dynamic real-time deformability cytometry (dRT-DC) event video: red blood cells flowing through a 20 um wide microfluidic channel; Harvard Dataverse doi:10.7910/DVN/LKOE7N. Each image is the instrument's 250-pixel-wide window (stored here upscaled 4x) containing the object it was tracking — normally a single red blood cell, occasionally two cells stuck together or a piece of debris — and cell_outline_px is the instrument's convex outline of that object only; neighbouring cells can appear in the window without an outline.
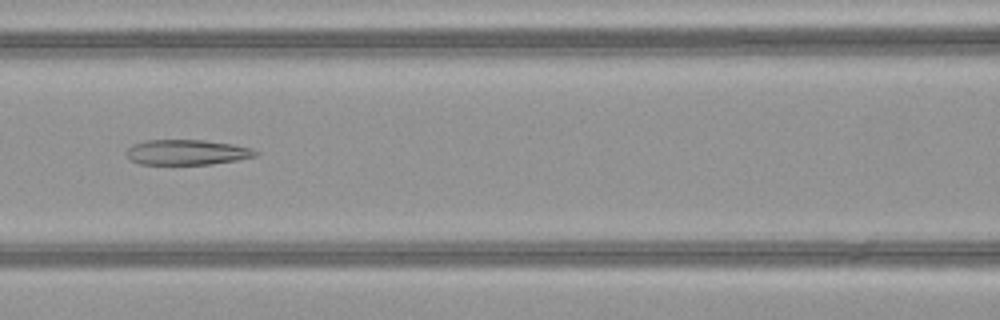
{"species": "common noctule bat (a hibernating species)", "species_latin": "Nyctalus noctula", "temperature_condition": "warm", "stored_images_in_passage": 48, "camera_frame_rate_fps": 3000, "um_per_image_px": 0.085, "animal": {"sex": "female", "body_mass_g": 21.9}, "frame": {"image": 1, "passage_image": 21, "time_ms": 6.667, "image_size_px": [1000, 320], "cell_outline_px": [[260, 152], [256, 156], [236, 160], [212, 164], [140, 164], [132, 160], [128, 156], [128, 148], [132, 144], [148, 140], [204, 140], [232, 144], [252, 148]], "centroid_in_image_um": [15.93, 12.94], "position_along_channel_um": 150.7, "area_um2": 18.84}}
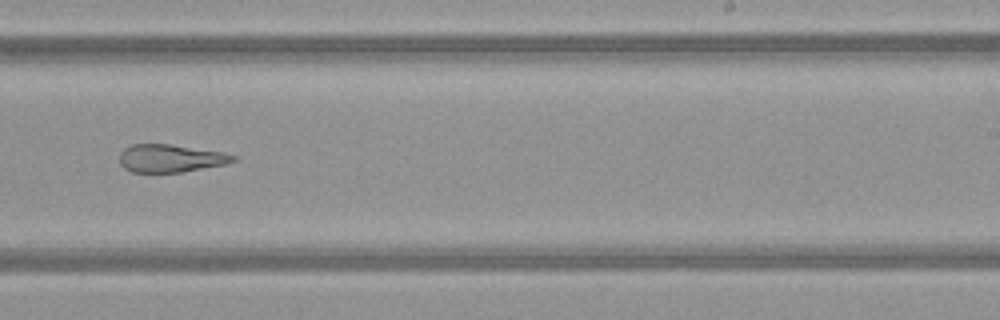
{"frame": {"image": 2, "passage_image": 30, "time_ms": 9.667, "image_size_px": [1000, 320], "cell_outline_px": [[240, 160], [224, 164], [180, 172], [132, 172], [124, 168], [120, 164], [120, 152], [124, 148], [132, 144], [172, 144], [224, 152], [240, 156]], "centroid_in_image_um": [14.54, 13.44], "position_along_channel_um": 274.5, "area_um2": 18.61}}
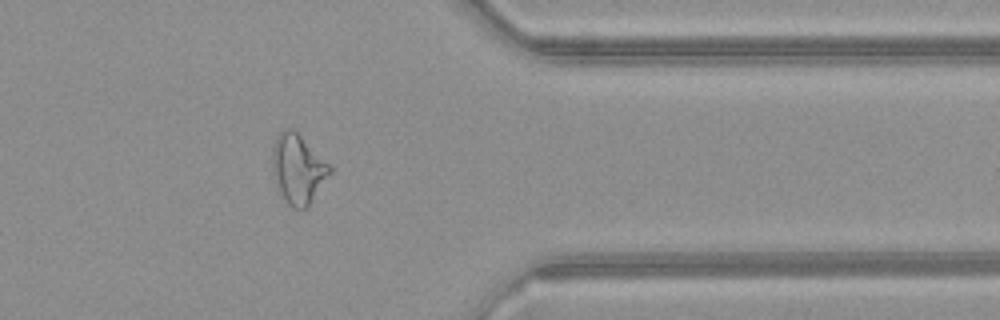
{"frame": {"image": 3, "passage_image": 39, "time_ms": 12.667, "image_size_px": [1000, 320], "cell_outline_px": [[332, 172], [308, 208], [292, 208], [280, 196], [272, 168], [272, 148], [276, 136], [284, 128], [292, 128], [332, 164]], "centroid_in_image_um": [25.35, 14.36], "position_along_channel_um": 386.0, "area_um2": 23.7}, "authors_computed_cell_mechanics": {"area_um2": 24.5939, "velocity_mm_per_s": 4.1417, "shape_relaxation_time_tau1_ms": null, "shape_relaxation_time_tau2_ms": 3.901, "deformation_change_tau1": null, "deformation_change_tau2": 0.1602}}